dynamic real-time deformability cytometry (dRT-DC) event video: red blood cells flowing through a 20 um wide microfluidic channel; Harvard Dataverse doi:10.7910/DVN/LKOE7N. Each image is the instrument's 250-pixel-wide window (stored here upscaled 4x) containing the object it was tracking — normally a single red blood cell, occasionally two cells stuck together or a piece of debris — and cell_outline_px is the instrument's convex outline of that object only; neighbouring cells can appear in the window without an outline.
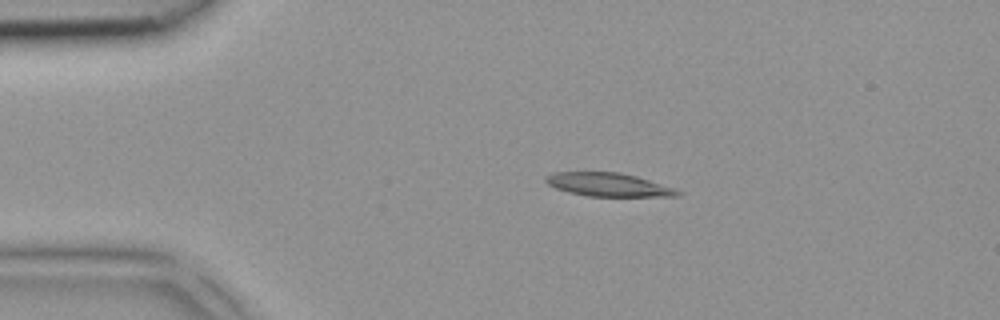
{"species": "common noctule bat (a hibernating species)", "species_latin": "Nyctalus noctula", "temperature_condition": "room temperature", "stored_images_in_passage": 5, "camera_frame_rate_fps": 3000, "um_per_image_px": 0.085, "animal": {"sex": "female", "body_mass_g": 18.4}, "frame": {"image": 1, "passage_image": 2, "time_ms": 0.333, "image_size_px": [1000, 320], "cell_outline_px": [[684, 192], [680, 196], [588, 196], [568, 192], [556, 188], [548, 184], [544, 180], [544, 176], [556, 172], [620, 172], [636, 176], [676, 188]], "centroid_in_image_um": [51.74, 15.69], "position_along_channel_um": 33.3, "area_um2": 18.09}}
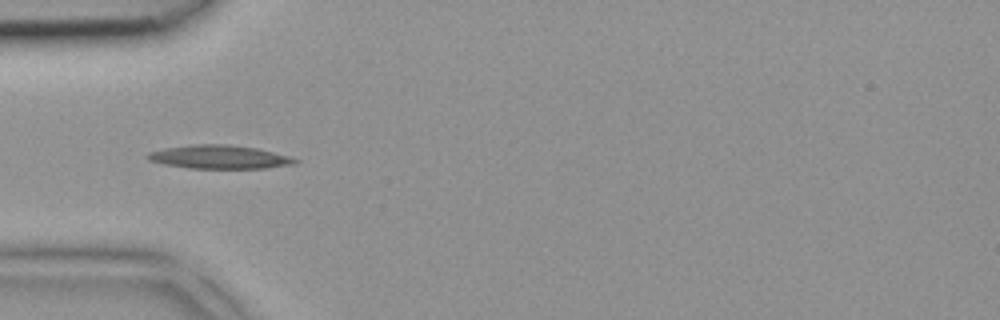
{"frame": {"image": 2, "passage_image": 3, "time_ms": 0.667, "image_size_px": [1000, 320], "cell_outline_px": [[300, 160], [296, 164], [264, 168], [188, 168], [164, 164], [148, 160], [144, 156], [148, 152], [164, 148], [196, 144], [228, 144], [256, 148], [288, 156]], "centroid_in_image_um": [18.61, 13.34], "position_along_channel_um": 66.4, "area_um2": 20.17}}